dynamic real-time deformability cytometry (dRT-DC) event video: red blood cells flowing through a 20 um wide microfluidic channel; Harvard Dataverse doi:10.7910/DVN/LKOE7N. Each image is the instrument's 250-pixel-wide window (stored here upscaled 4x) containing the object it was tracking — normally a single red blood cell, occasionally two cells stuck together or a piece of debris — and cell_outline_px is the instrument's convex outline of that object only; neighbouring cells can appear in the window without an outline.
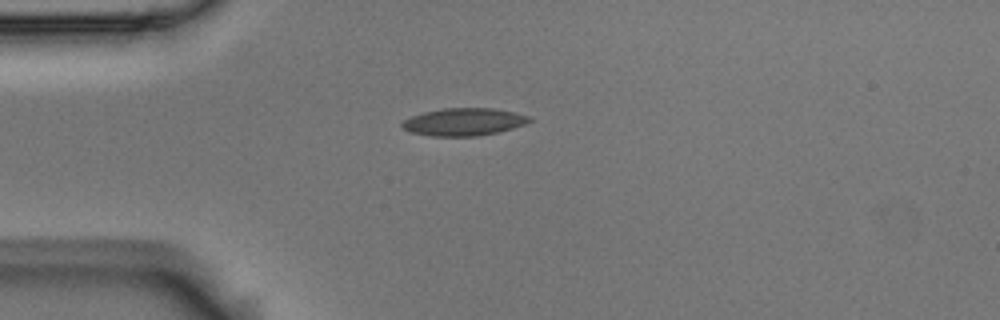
{"species": "Egyptian fruit bat (a non-hibernating species)", "species_latin": "Rousettus aegyptiacus", "temperature_condition": "room temperature", "stored_images_in_passage": 3, "camera_frame_rate_fps": 3000, "um_per_image_px": 0.085, "animal": {"sex": "male"}, "frame": {"image": 1, "passage_image": 1, "time_ms": 0.0, "image_size_px": [1000, 320], "cell_outline_px": [[532, 120], [524, 124], [500, 132], [476, 136], [428, 136], [408, 132], [400, 124], [404, 120], [412, 116], [424, 112], [444, 108], [492, 108], [512, 112], [528, 116]], "centroid_in_image_um": [39.38, 10.37], "position_along_channel_um": 45.6, "area_um2": 20.35}}
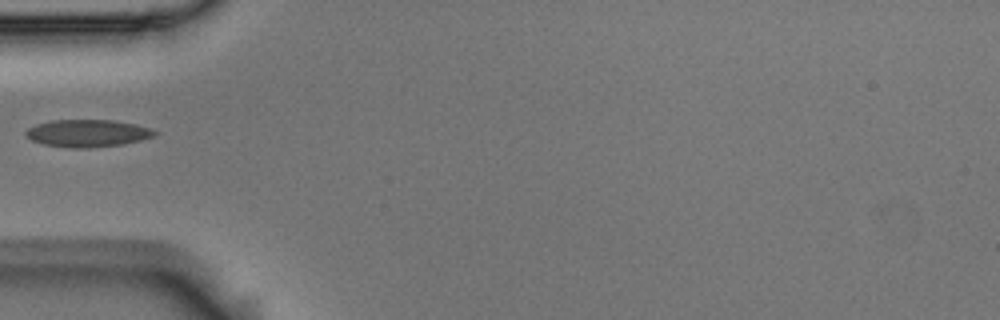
{"frame": {"image": 2, "passage_image": 2, "time_ms": 0.333, "image_size_px": [1000, 320], "cell_outline_px": [[156, 136], [124, 144], [88, 148], [72, 148], [44, 144], [32, 140], [24, 132], [28, 128], [36, 124], [52, 120], [112, 120], [132, 124], [148, 128], [156, 132]], "centroid_in_image_um": [7.42, 11.33], "position_along_channel_um": 77.6, "area_um2": 20.29}}
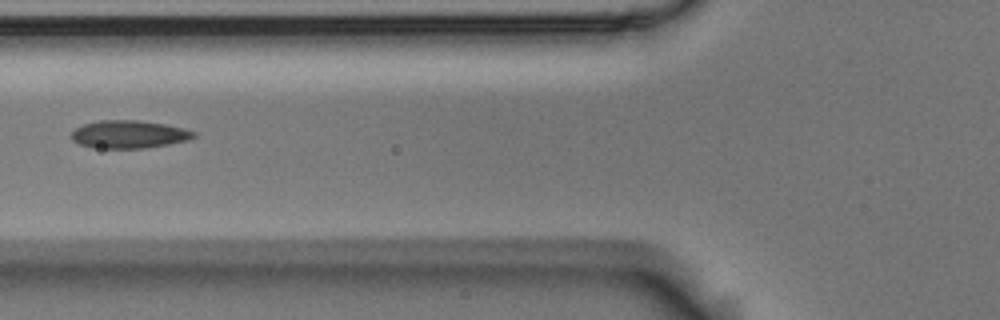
{"frame": {"image": 3, "passage_image": 3, "time_ms": 0.667, "image_size_px": [1000, 320], "cell_outline_px": [[196, 136], [188, 140], [168, 144], [144, 148], [92, 148], [80, 144], [72, 140], [72, 132], [76, 128], [84, 124], [100, 120], [140, 120], [164, 124], [184, 128], [196, 132]], "centroid_in_image_um": [10.97, 11.42], "position_along_channel_um": 114.8, "area_um2": 19.83}}